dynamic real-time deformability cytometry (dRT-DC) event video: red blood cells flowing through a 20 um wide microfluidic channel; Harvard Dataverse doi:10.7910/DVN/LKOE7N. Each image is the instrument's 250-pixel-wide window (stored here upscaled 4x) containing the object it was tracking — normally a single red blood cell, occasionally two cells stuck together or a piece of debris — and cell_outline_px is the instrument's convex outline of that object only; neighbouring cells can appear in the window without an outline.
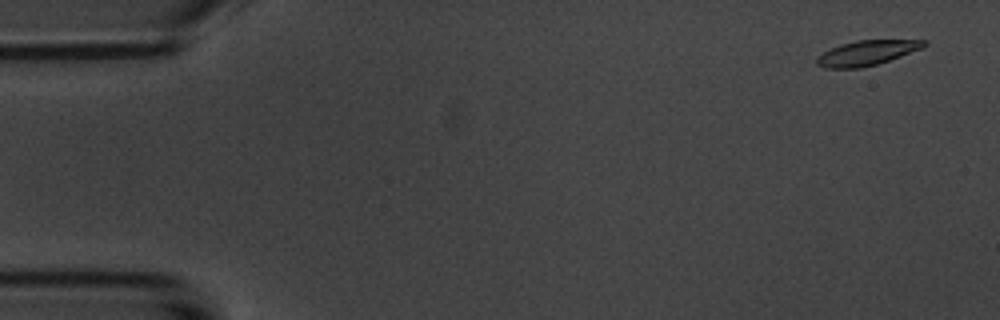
{"species": "common noctule bat (a hibernating species)", "species_latin": "Nyctalus noctula", "temperature_condition": "room temperature", "stored_images_in_passage": 3, "camera_frame_rate_fps": 3000, "um_per_image_px": 0.085, "animal": {"sex": "male", "body_mass_g": 20.1, "forearm_length_mm": 53.5}, "frame": {"image": 1, "passage_image": 1, "time_ms": 0.0, "image_size_px": [1000, 320], "cell_outline_px": [[928, 44], [920, 48], [900, 56], [876, 64], [860, 68], [824, 68], [816, 64], [816, 56], [840, 44], [856, 40], [928, 40]], "centroid_in_image_um": [73.63, 4.49], "position_along_channel_um": 11.4, "area_um2": 15.37}}